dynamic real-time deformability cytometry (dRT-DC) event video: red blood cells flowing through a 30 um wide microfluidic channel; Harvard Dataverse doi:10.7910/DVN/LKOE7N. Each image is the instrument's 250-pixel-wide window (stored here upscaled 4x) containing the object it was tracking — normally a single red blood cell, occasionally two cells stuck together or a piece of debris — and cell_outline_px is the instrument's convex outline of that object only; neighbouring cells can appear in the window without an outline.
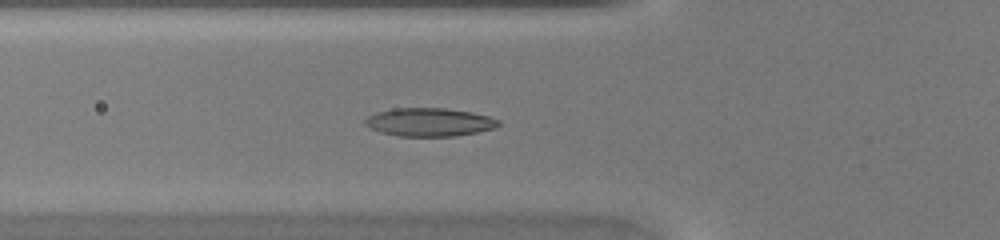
{"species": "common noctule bat (a hibernating species)", "species_latin": "Nyctalus noctula", "temperature_condition": "warm", "stored_images_in_passage": 31, "camera_frame_rate_fps": 3000, "um_per_image_px": 0.085, "animal": {"sex": "female", "body_mass_g": 20.0, "forearm_length_mm": 54.0}, "frame": {"image": 1, "passage_image": 3, "time_ms": 0.667, "image_size_px": [1000, 240], "cell_outline_px": [[500, 124], [496, 128], [456, 136], [396, 136], [380, 132], [368, 128], [364, 124], [364, 120], [368, 116], [376, 112], [396, 108], [444, 108], [468, 112], [488, 116], [500, 120]], "centroid_in_image_um": [36.46, 10.39], "position_along_channel_um": 89.3, "area_um2": 22.02}}
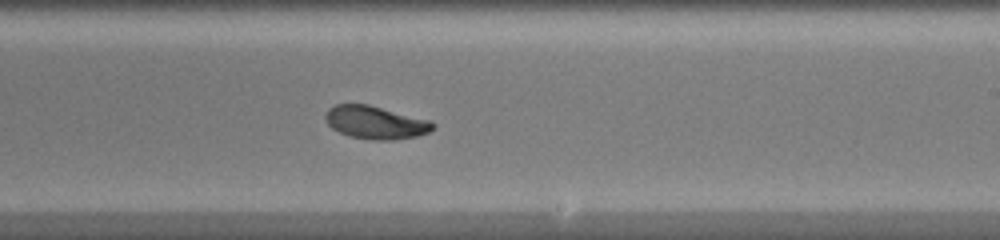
{"frame": {"image": 2, "passage_image": 14, "time_ms": 4.333, "image_size_px": [1000, 240], "cell_outline_px": [[436, 124], [428, 132], [416, 136], [392, 140], [372, 140], [348, 136], [332, 128], [328, 124], [324, 116], [328, 108], [336, 104], [368, 104], [432, 120]], "centroid_in_image_um": [31.92, 10.4], "position_along_channel_um": 257.1, "area_um2": 20.75}}
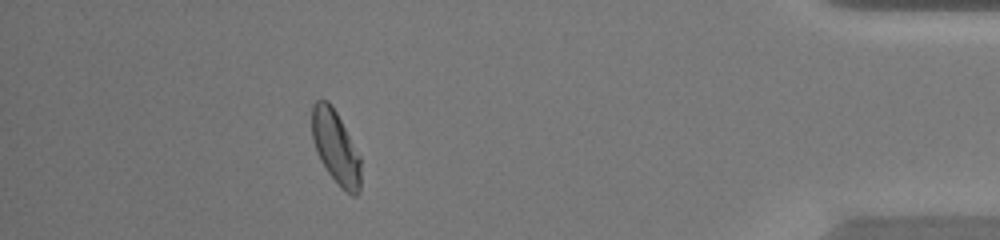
{"frame": {"image": 3, "passage_image": 27, "time_ms": 8.667, "image_size_px": [1000, 240], "cell_outline_px": [[360, 188], [356, 196], [352, 196], [340, 188], [328, 172], [320, 160], [316, 152], [312, 140], [312, 104], [316, 100], [328, 100], [336, 112], [360, 156]], "centroid_in_image_um": [28.52, 12.53], "position_along_channel_um": 406.7, "area_um2": 20.81}}